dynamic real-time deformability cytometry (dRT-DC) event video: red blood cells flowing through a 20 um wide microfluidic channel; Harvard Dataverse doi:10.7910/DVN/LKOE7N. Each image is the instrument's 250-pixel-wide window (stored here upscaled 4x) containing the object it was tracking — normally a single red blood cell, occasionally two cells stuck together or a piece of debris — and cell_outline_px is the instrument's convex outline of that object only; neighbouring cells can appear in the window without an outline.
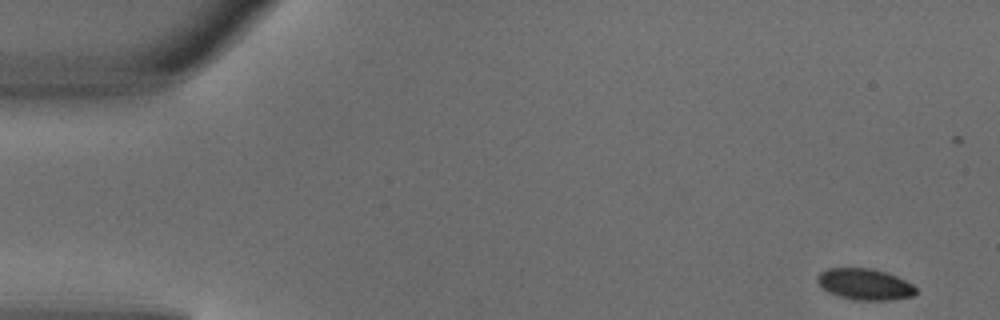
{"species": "common noctule bat (a hibernating species)", "species_latin": "Nyctalus noctula", "temperature_condition": "warm", "stored_images_in_passage": 4, "camera_frame_rate_fps": 3000, "um_per_image_px": 0.085, "animal": {"sex": "male", "body_mass_g": 18.8}, "frame": {"image": 1, "passage_image": 1, "time_ms": 0.0, "image_size_px": [1000, 320], "cell_outline_px": [[916, 292], [912, 296], [892, 300], [856, 300], [836, 296], [828, 292], [816, 280], [816, 276], [820, 272], [828, 268], [872, 268], [896, 276], [912, 284], [916, 288]], "centroid_in_image_um": [73.48, 24.16], "position_along_channel_um": 11.5, "area_um2": 17.92}}
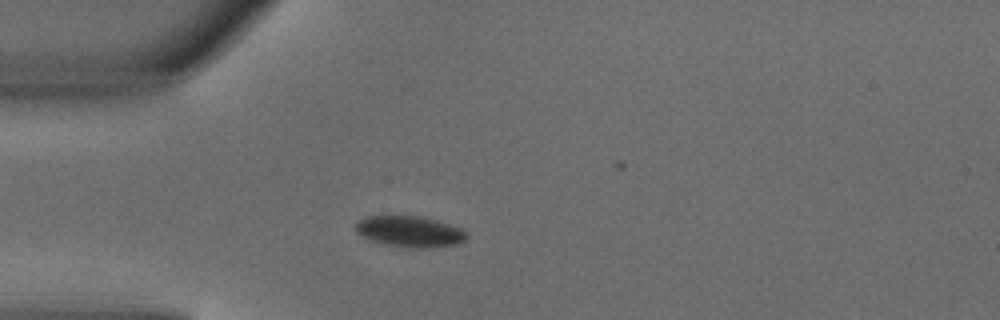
{"frame": {"image": 2, "passage_image": 4, "time_ms": 1.0, "image_size_px": [1000, 320], "cell_outline_px": [[468, 236], [464, 240], [456, 244], [424, 248], [416, 248], [388, 244], [368, 240], [356, 232], [356, 224], [364, 216], [416, 216], [436, 220], [460, 228]], "centroid_in_image_um": [34.79, 19.67], "position_along_channel_um": 50.2, "area_um2": 19.65}}